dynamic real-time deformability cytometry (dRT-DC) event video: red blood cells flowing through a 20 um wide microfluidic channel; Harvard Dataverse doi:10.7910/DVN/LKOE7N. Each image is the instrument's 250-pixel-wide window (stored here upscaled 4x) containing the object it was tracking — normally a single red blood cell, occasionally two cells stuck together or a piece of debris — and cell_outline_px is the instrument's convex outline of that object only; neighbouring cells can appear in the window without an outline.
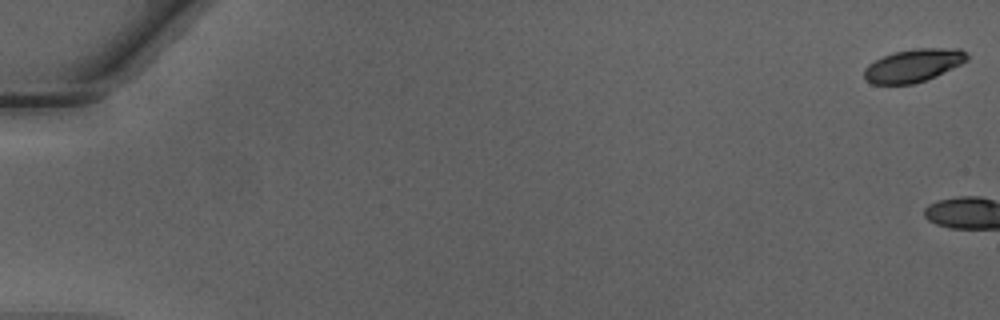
{"species": "Egyptian fruit bat (a non-hibernating species)", "species_latin": "Rousettus aegyptiacus", "temperature_condition": "warm", "stored_images_in_passage": 3, "camera_frame_rate_fps": 3000, "um_per_image_px": 0.085, "animal": {"sex": "male"}, "frame": {"image": 1, "passage_image": 1, "time_ms": 0.0, "image_size_px": [1000, 320], "cell_outline_px": [[968, 60], [952, 68], [924, 80], [912, 84], [872, 84], [864, 76], [864, 68], [868, 64], [892, 52], [912, 48], [960, 48], [968, 56]], "centroid_in_image_um": [77.62, 5.54], "position_along_channel_um": 7.4, "area_um2": 19.54}}